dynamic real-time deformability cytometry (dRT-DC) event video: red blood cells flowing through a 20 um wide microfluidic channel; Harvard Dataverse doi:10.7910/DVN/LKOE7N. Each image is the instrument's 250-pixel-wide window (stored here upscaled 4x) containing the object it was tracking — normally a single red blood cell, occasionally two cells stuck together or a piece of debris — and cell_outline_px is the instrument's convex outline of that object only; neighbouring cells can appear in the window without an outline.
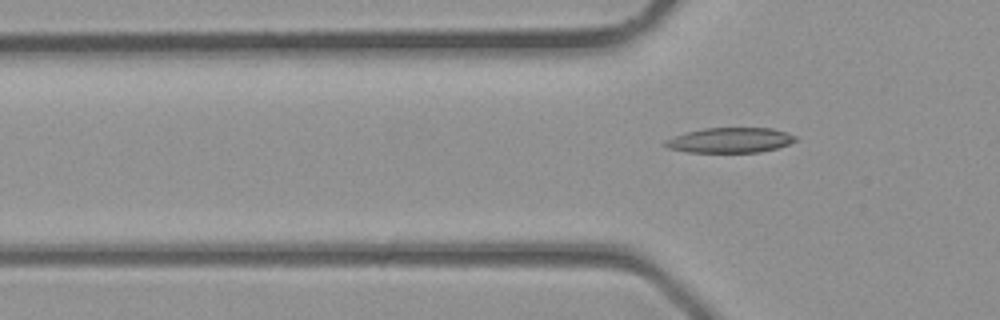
{"species": "common noctule bat (a hibernating species)", "species_latin": "Nyctalus noctula", "temperature_condition": "room temperature", "stored_images_in_passage": 3, "camera_frame_rate_fps": 3000, "um_per_image_px": 0.085, "animal": {"sex": "male", "body_mass_g": 23.1, "forearm_length_mm": 52.7}, "frame": {"image": 1, "passage_image": 3, "time_ms": 0.667, "image_size_px": [1000, 320], "cell_outline_px": [[796, 140], [788, 144], [776, 148], [760, 152], [688, 152], [668, 148], [664, 144], [664, 140], [684, 132], [704, 128], [772, 128], [796, 136]], "centroid_in_image_um": [62.01, 11.91], "position_along_channel_um": 63.8, "area_um2": 18.96}}